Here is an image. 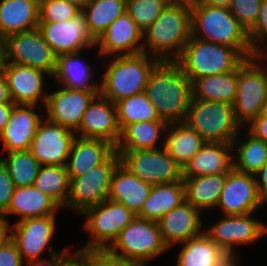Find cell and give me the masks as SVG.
<instances>
[{
    "instance_id": "cell-31",
    "label": "cell",
    "mask_w": 267,
    "mask_h": 266,
    "mask_svg": "<svg viewBox=\"0 0 267 266\" xmlns=\"http://www.w3.org/2000/svg\"><path fill=\"white\" fill-rule=\"evenodd\" d=\"M226 177L227 173H221L184 179L185 201L201 213L216 208Z\"/></svg>"
},
{
    "instance_id": "cell-14",
    "label": "cell",
    "mask_w": 267,
    "mask_h": 266,
    "mask_svg": "<svg viewBox=\"0 0 267 266\" xmlns=\"http://www.w3.org/2000/svg\"><path fill=\"white\" fill-rule=\"evenodd\" d=\"M55 215L27 218L11 226V240L26 263L41 259L48 249L50 256L59 252L50 247L55 233ZM47 248V249H46Z\"/></svg>"
},
{
    "instance_id": "cell-36",
    "label": "cell",
    "mask_w": 267,
    "mask_h": 266,
    "mask_svg": "<svg viewBox=\"0 0 267 266\" xmlns=\"http://www.w3.org/2000/svg\"><path fill=\"white\" fill-rule=\"evenodd\" d=\"M127 0H90L82 9L89 32L97 40L108 26L126 12Z\"/></svg>"
},
{
    "instance_id": "cell-44",
    "label": "cell",
    "mask_w": 267,
    "mask_h": 266,
    "mask_svg": "<svg viewBox=\"0 0 267 266\" xmlns=\"http://www.w3.org/2000/svg\"><path fill=\"white\" fill-rule=\"evenodd\" d=\"M262 0H232L229 11L248 32L256 23Z\"/></svg>"
},
{
    "instance_id": "cell-41",
    "label": "cell",
    "mask_w": 267,
    "mask_h": 266,
    "mask_svg": "<svg viewBox=\"0 0 267 266\" xmlns=\"http://www.w3.org/2000/svg\"><path fill=\"white\" fill-rule=\"evenodd\" d=\"M171 0H127L126 13L144 32L160 16Z\"/></svg>"
},
{
    "instance_id": "cell-32",
    "label": "cell",
    "mask_w": 267,
    "mask_h": 266,
    "mask_svg": "<svg viewBox=\"0 0 267 266\" xmlns=\"http://www.w3.org/2000/svg\"><path fill=\"white\" fill-rule=\"evenodd\" d=\"M164 136L165 151L182 166L191 160L205 145L206 141L193 129L183 122L168 124Z\"/></svg>"
},
{
    "instance_id": "cell-2",
    "label": "cell",
    "mask_w": 267,
    "mask_h": 266,
    "mask_svg": "<svg viewBox=\"0 0 267 266\" xmlns=\"http://www.w3.org/2000/svg\"><path fill=\"white\" fill-rule=\"evenodd\" d=\"M190 37L191 7L170 1L154 23L143 32V53L149 55L152 51L151 56L159 61H176Z\"/></svg>"
},
{
    "instance_id": "cell-48",
    "label": "cell",
    "mask_w": 267,
    "mask_h": 266,
    "mask_svg": "<svg viewBox=\"0 0 267 266\" xmlns=\"http://www.w3.org/2000/svg\"><path fill=\"white\" fill-rule=\"evenodd\" d=\"M247 129L253 136L263 140L267 144V117L258 115L247 124Z\"/></svg>"
},
{
    "instance_id": "cell-24",
    "label": "cell",
    "mask_w": 267,
    "mask_h": 266,
    "mask_svg": "<svg viewBox=\"0 0 267 266\" xmlns=\"http://www.w3.org/2000/svg\"><path fill=\"white\" fill-rule=\"evenodd\" d=\"M36 105H15L9 121L0 134V142L6 153L11 151L29 150L37 127L42 120L35 112Z\"/></svg>"
},
{
    "instance_id": "cell-20",
    "label": "cell",
    "mask_w": 267,
    "mask_h": 266,
    "mask_svg": "<svg viewBox=\"0 0 267 266\" xmlns=\"http://www.w3.org/2000/svg\"><path fill=\"white\" fill-rule=\"evenodd\" d=\"M96 47L98 56L106 58L143 53V31L125 12L98 37Z\"/></svg>"
},
{
    "instance_id": "cell-1",
    "label": "cell",
    "mask_w": 267,
    "mask_h": 266,
    "mask_svg": "<svg viewBox=\"0 0 267 266\" xmlns=\"http://www.w3.org/2000/svg\"><path fill=\"white\" fill-rule=\"evenodd\" d=\"M160 119L184 122L193 98L192 82L175 61H160L149 74L144 91Z\"/></svg>"
},
{
    "instance_id": "cell-35",
    "label": "cell",
    "mask_w": 267,
    "mask_h": 266,
    "mask_svg": "<svg viewBox=\"0 0 267 266\" xmlns=\"http://www.w3.org/2000/svg\"><path fill=\"white\" fill-rule=\"evenodd\" d=\"M168 123L164 120L137 122L128 125L122 132L115 150L158 149V140L166 131ZM162 132V134H161ZM161 136V138H160Z\"/></svg>"
},
{
    "instance_id": "cell-12",
    "label": "cell",
    "mask_w": 267,
    "mask_h": 266,
    "mask_svg": "<svg viewBox=\"0 0 267 266\" xmlns=\"http://www.w3.org/2000/svg\"><path fill=\"white\" fill-rule=\"evenodd\" d=\"M4 41L7 62L27 65L47 73L49 78H52L56 67V54L38 28L9 35Z\"/></svg>"
},
{
    "instance_id": "cell-51",
    "label": "cell",
    "mask_w": 267,
    "mask_h": 266,
    "mask_svg": "<svg viewBox=\"0 0 267 266\" xmlns=\"http://www.w3.org/2000/svg\"><path fill=\"white\" fill-rule=\"evenodd\" d=\"M255 178L259 193L267 203V163L255 174Z\"/></svg>"
},
{
    "instance_id": "cell-10",
    "label": "cell",
    "mask_w": 267,
    "mask_h": 266,
    "mask_svg": "<svg viewBox=\"0 0 267 266\" xmlns=\"http://www.w3.org/2000/svg\"><path fill=\"white\" fill-rule=\"evenodd\" d=\"M161 148L115 151L120 156V163L146 183L157 185L183 181L181 166L163 146Z\"/></svg>"
},
{
    "instance_id": "cell-5",
    "label": "cell",
    "mask_w": 267,
    "mask_h": 266,
    "mask_svg": "<svg viewBox=\"0 0 267 266\" xmlns=\"http://www.w3.org/2000/svg\"><path fill=\"white\" fill-rule=\"evenodd\" d=\"M183 123L195 130L206 142L233 143V149L238 145V135L242 129L235 118L233 105L194 98Z\"/></svg>"
},
{
    "instance_id": "cell-37",
    "label": "cell",
    "mask_w": 267,
    "mask_h": 266,
    "mask_svg": "<svg viewBox=\"0 0 267 266\" xmlns=\"http://www.w3.org/2000/svg\"><path fill=\"white\" fill-rule=\"evenodd\" d=\"M33 185L65 209L70 185L66 166L40 165Z\"/></svg>"
},
{
    "instance_id": "cell-3",
    "label": "cell",
    "mask_w": 267,
    "mask_h": 266,
    "mask_svg": "<svg viewBox=\"0 0 267 266\" xmlns=\"http://www.w3.org/2000/svg\"><path fill=\"white\" fill-rule=\"evenodd\" d=\"M191 36L235 48L245 59L250 58L252 46L248 32L229 8L201 3L191 6Z\"/></svg>"
},
{
    "instance_id": "cell-4",
    "label": "cell",
    "mask_w": 267,
    "mask_h": 266,
    "mask_svg": "<svg viewBox=\"0 0 267 266\" xmlns=\"http://www.w3.org/2000/svg\"><path fill=\"white\" fill-rule=\"evenodd\" d=\"M113 57L100 79V94L114 104L144 92L149 74L160 62L145 53Z\"/></svg>"
},
{
    "instance_id": "cell-45",
    "label": "cell",
    "mask_w": 267,
    "mask_h": 266,
    "mask_svg": "<svg viewBox=\"0 0 267 266\" xmlns=\"http://www.w3.org/2000/svg\"><path fill=\"white\" fill-rule=\"evenodd\" d=\"M249 41L252 47L262 44L267 39V0H262L259 16L254 26L248 31ZM267 43V41H266Z\"/></svg>"
},
{
    "instance_id": "cell-59",
    "label": "cell",
    "mask_w": 267,
    "mask_h": 266,
    "mask_svg": "<svg viewBox=\"0 0 267 266\" xmlns=\"http://www.w3.org/2000/svg\"><path fill=\"white\" fill-rule=\"evenodd\" d=\"M68 3L76 5L81 10L84 8V6L90 1V0H65Z\"/></svg>"
},
{
    "instance_id": "cell-19",
    "label": "cell",
    "mask_w": 267,
    "mask_h": 266,
    "mask_svg": "<svg viewBox=\"0 0 267 266\" xmlns=\"http://www.w3.org/2000/svg\"><path fill=\"white\" fill-rule=\"evenodd\" d=\"M100 91H79L62 87L48 92L44 110L47 119L58 125L76 131L88 105Z\"/></svg>"
},
{
    "instance_id": "cell-21",
    "label": "cell",
    "mask_w": 267,
    "mask_h": 266,
    "mask_svg": "<svg viewBox=\"0 0 267 266\" xmlns=\"http://www.w3.org/2000/svg\"><path fill=\"white\" fill-rule=\"evenodd\" d=\"M5 76L12 101L15 105H37L41 100L44 108L48 94L44 91V76L47 73L18 63L7 62Z\"/></svg>"
},
{
    "instance_id": "cell-11",
    "label": "cell",
    "mask_w": 267,
    "mask_h": 266,
    "mask_svg": "<svg viewBox=\"0 0 267 266\" xmlns=\"http://www.w3.org/2000/svg\"><path fill=\"white\" fill-rule=\"evenodd\" d=\"M267 99V79L265 74L249 58L237 67L236 99L233 103L236 120L247 125L256 118Z\"/></svg>"
},
{
    "instance_id": "cell-6",
    "label": "cell",
    "mask_w": 267,
    "mask_h": 266,
    "mask_svg": "<svg viewBox=\"0 0 267 266\" xmlns=\"http://www.w3.org/2000/svg\"><path fill=\"white\" fill-rule=\"evenodd\" d=\"M245 58L232 47L190 37L175 61L193 83L203 76L235 70Z\"/></svg>"
},
{
    "instance_id": "cell-60",
    "label": "cell",
    "mask_w": 267,
    "mask_h": 266,
    "mask_svg": "<svg viewBox=\"0 0 267 266\" xmlns=\"http://www.w3.org/2000/svg\"><path fill=\"white\" fill-rule=\"evenodd\" d=\"M172 2H177L185 5H189L190 7L196 4H199L201 0H171Z\"/></svg>"
},
{
    "instance_id": "cell-54",
    "label": "cell",
    "mask_w": 267,
    "mask_h": 266,
    "mask_svg": "<svg viewBox=\"0 0 267 266\" xmlns=\"http://www.w3.org/2000/svg\"><path fill=\"white\" fill-rule=\"evenodd\" d=\"M13 103L7 80L3 74L0 75V104Z\"/></svg>"
},
{
    "instance_id": "cell-47",
    "label": "cell",
    "mask_w": 267,
    "mask_h": 266,
    "mask_svg": "<svg viewBox=\"0 0 267 266\" xmlns=\"http://www.w3.org/2000/svg\"><path fill=\"white\" fill-rule=\"evenodd\" d=\"M0 266H24L23 259L11 239L0 246Z\"/></svg>"
},
{
    "instance_id": "cell-17",
    "label": "cell",
    "mask_w": 267,
    "mask_h": 266,
    "mask_svg": "<svg viewBox=\"0 0 267 266\" xmlns=\"http://www.w3.org/2000/svg\"><path fill=\"white\" fill-rule=\"evenodd\" d=\"M38 29L56 55L96 47V39L89 32L82 12L68 21L39 22Z\"/></svg>"
},
{
    "instance_id": "cell-7",
    "label": "cell",
    "mask_w": 267,
    "mask_h": 266,
    "mask_svg": "<svg viewBox=\"0 0 267 266\" xmlns=\"http://www.w3.org/2000/svg\"><path fill=\"white\" fill-rule=\"evenodd\" d=\"M107 250L128 262L148 266L147 261L169 249L163 242L156 221L135 216Z\"/></svg>"
},
{
    "instance_id": "cell-58",
    "label": "cell",
    "mask_w": 267,
    "mask_h": 266,
    "mask_svg": "<svg viewBox=\"0 0 267 266\" xmlns=\"http://www.w3.org/2000/svg\"><path fill=\"white\" fill-rule=\"evenodd\" d=\"M238 260L236 255L227 256L218 266H238Z\"/></svg>"
},
{
    "instance_id": "cell-18",
    "label": "cell",
    "mask_w": 267,
    "mask_h": 266,
    "mask_svg": "<svg viewBox=\"0 0 267 266\" xmlns=\"http://www.w3.org/2000/svg\"><path fill=\"white\" fill-rule=\"evenodd\" d=\"M75 133L82 138L108 141L116 147L121 137L116 105L100 93L97 94L84 112Z\"/></svg>"
},
{
    "instance_id": "cell-9",
    "label": "cell",
    "mask_w": 267,
    "mask_h": 266,
    "mask_svg": "<svg viewBox=\"0 0 267 266\" xmlns=\"http://www.w3.org/2000/svg\"><path fill=\"white\" fill-rule=\"evenodd\" d=\"M82 215L88 217L84 228L92 237L82 249H108L136 216L121 203L109 199L87 208Z\"/></svg>"
},
{
    "instance_id": "cell-28",
    "label": "cell",
    "mask_w": 267,
    "mask_h": 266,
    "mask_svg": "<svg viewBox=\"0 0 267 266\" xmlns=\"http://www.w3.org/2000/svg\"><path fill=\"white\" fill-rule=\"evenodd\" d=\"M81 51L56 55V67L52 75L61 87L79 91H100V83L92 81L91 65L81 59Z\"/></svg>"
},
{
    "instance_id": "cell-52",
    "label": "cell",
    "mask_w": 267,
    "mask_h": 266,
    "mask_svg": "<svg viewBox=\"0 0 267 266\" xmlns=\"http://www.w3.org/2000/svg\"><path fill=\"white\" fill-rule=\"evenodd\" d=\"M14 106V103L0 104V134L4 131Z\"/></svg>"
},
{
    "instance_id": "cell-49",
    "label": "cell",
    "mask_w": 267,
    "mask_h": 266,
    "mask_svg": "<svg viewBox=\"0 0 267 266\" xmlns=\"http://www.w3.org/2000/svg\"><path fill=\"white\" fill-rule=\"evenodd\" d=\"M67 249L62 250L51 255L50 259H38L26 263L27 266H62L66 259L72 254L67 251Z\"/></svg>"
},
{
    "instance_id": "cell-50",
    "label": "cell",
    "mask_w": 267,
    "mask_h": 266,
    "mask_svg": "<svg viewBox=\"0 0 267 266\" xmlns=\"http://www.w3.org/2000/svg\"><path fill=\"white\" fill-rule=\"evenodd\" d=\"M264 44L265 45H263V46L259 44L255 47H252L250 59L265 74V77L267 79V47H266L267 44H266V42ZM262 60L264 61L265 64L264 63L262 64V62H261Z\"/></svg>"
},
{
    "instance_id": "cell-38",
    "label": "cell",
    "mask_w": 267,
    "mask_h": 266,
    "mask_svg": "<svg viewBox=\"0 0 267 266\" xmlns=\"http://www.w3.org/2000/svg\"><path fill=\"white\" fill-rule=\"evenodd\" d=\"M115 105L121 132L133 123L162 120L145 92L121 99Z\"/></svg>"
},
{
    "instance_id": "cell-27",
    "label": "cell",
    "mask_w": 267,
    "mask_h": 266,
    "mask_svg": "<svg viewBox=\"0 0 267 266\" xmlns=\"http://www.w3.org/2000/svg\"><path fill=\"white\" fill-rule=\"evenodd\" d=\"M114 150L108 141L76 136L66 163L69 180L101 164Z\"/></svg>"
},
{
    "instance_id": "cell-25",
    "label": "cell",
    "mask_w": 267,
    "mask_h": 266,
    "mask_svg": "<svg viewBox=\"0 0 267 266\" xmlns=\"http://www.w3.org/2000/svg\"><path fill=\"white\" fill-rule=\"evenodd\" d=\"M151 188V184L144 182L119 163L111 176L108 199L121 203L137 215Z\"/></svg>"
},
{
    "instance_id": "cell-29",
    "label": "cell",
    "mask_w": 267,
    "mask_h": 266,
    "mask_svg": "<svg viewBox=\"0 0 267 266\" xmlns=\"http://www.w3.org/2000/svg\"><path fill=\"white\" fill-rule=\"evenodd\" d=\"M61 207L49 196L42 193L34 185L25 187H15L11 197L9 208L4 213L8 215L14 214L20 217L18 221L57 214Z\"/></svg>"
},
{
    "instance_id": "cell-15",
    "label": "cell",
    "mask_w": 267,
    "mask_h": 266,
    "mask_svg": "<svg viewBox=\"0 0 267 266\" xmlns=\"http://www.w3.org/2000/svg\"><path fill=\"white\" fill-rule=\"evenodd\" d=\"M248 215H224L205 233L228 255H235V245H250L267 233V225ZM234 244V245H233Z\"/></svg>"
},
{
    "instance_id": "cell-22",
    "label": "cell",
    "mask_w": 267,
    "mask_h": 266,
    "mask_svg": "<svg viewBox=\"0 0 267 266\" xmlns=\"http://www.w3.org/2000/svg\"><path fill=\"white\" fill-rule=\"evenodd\" d=\"M201 215L196 207L184 201L157 221L161 237L168 249L204 232L201 230L203 226Z\"/></svg>"
},
{
    "instance_id": "cell-56",
    "label": "cell",
    "mask_w": 267,
    "mask_h": 266,
    "mask_svg": "<svg viewBox=\"0 0 267 266\" xmlns=\"http://www.w3.org/2000/svg\"><path fill=\"white\" fill-rule=\"evenodd\" d=\"M232 0H201V4H206L213 7L229 8Z\"/></svg>"
},
{
    "instance_id": "cell-23",
    "label": "cell",
    "mask_w": 267,
    "mask_h": 266,
    "mask_svg": "<svg viewBox=\"0 0 267 266\" xmlns=\"http://www.w3.org/2000/svg\"><path fill=\"white\" fill-rule=\"evenodd\" d=\"M233 143L206 142L181 166L182 180L204 175L228 173L233 168Z\"/></svg>"
},
{
    "instance_id": "cell-57",
    "label": "cell",
    "mask_w": 267,
    "mask_h": 266,
    "mask_svg": "<svg viewBox=\"0 0 267 266\" xmlns=\"http://www.w3.org/2000/svg\"><path fill=\"white\" fill-rule=\"evenodd\" d=\"M62 266H85L73 253L66 259Z\"/></svg>"
},
{
    "instance_id": "cell-34",
    "label": "cell",
    "mask_w": 267,
    "mask_h": 266,
    "mask_svg": "<svg viewBox=\"0 0 267 266\" xmlns=\"http://www.w3.org/2000/svg\"><path fill=\"white\" fill-rule=\"evenodd\" d=\"M237 68L223 74L203 76L192 83L193 98L233 105L236 99Z\"/></svg>"
},
{
    "instance_id": "cell-26",
    "label": "cell",
    "mask_w": 267,
    "mask_h": 266,
    "mask_svg": "<svg viewBox=\"0 0 267 266\" xmlns=\"http://www.w3.org/2000/svg\"><path fill=\"white\" fill-rule=\"evenodd\" d=\"M39 0H0V39L38 28Z\"/></svg>"
},
{
    "instance_id": "cell-42",
    "label": "cell",
    "mask_w": 267,
    "mask_h": 266,
    "mask_svg": "<svg viewBox=\"0 0 267 266\" xmlns=\"http://www.w3.org/2000/svg\"><path fill=\"white\" fill-rule=\"evenodd\" d=\"M82 12L65 0H39V22L68 21Z\"/></svg>"
},
{
    "instance_id": "cell-46",
    "label": "cell",
    "mask_w": 267,
    "mask_h": 266,
    "mask_svg": "<svg viewBox=\"0 0 267 266\" xmlns=\"http://www.w3.org/2000/svg\"><path fill=\"white\" fill-rule=\"evenodd\" d=\"M14 190V182L6 166L0 160V214H4L8 210Z\"/></svg>"
},
{
    "instance_id": "cell-55",
    "label": "cell",
    "mask_w": 267,
    "mask_h": 266,
    "mask_svg": "<svg viewBox=\"0 0 267 266\" xmlns=\"http://www.w3.org/2000/svg\"><path fill=\"white\" fill-rule=\"evenodd\" d=\"M7 64L6 43L4 39H0V75L3 74Z\"/></svg>"
},
{
    "instance_id": "cell-53",
    "label": "cell",
    "mask_w": 267,
    "mask_h": 266,
    "mask_svg": "<svg viewBox=\"0 0 267 266\" xmlns=\"http://www.w3.org/2000/svg\"><path fill=\"white\" fill-rule=\"evenodd\" d=\"M8 219L4 214H0V246L4 245L11 239V226H9Z\"/></svg>"
},
{
    "instance_id": "cell-30",
    "label": "cell",
    "mask_w": 267,
    "mask_h": 266,
    "mask_svg": "<svg viewBox=\"0 0 267 266\" xmlns=\"http://www.w3.org/2000/svg\"><path fill=\"white\" fill-rule=\"evenodd\" d=\"M184 201L183 181L152 185L149 196L136 216L157 222L164 214L180 206Z\"/></svg>"
},
{
    "instance_id": "cell-33",
    "label": "cell",
    "mask_w": 267,
    "mask_h": 266,
    "mask_svg": "<svg viewBox=\"0 0 267 266\" xmlns=\"http://www.w3.org/2000/svg\"><path fill=\"white\" fill-rule=\"evenodd\" d=\"M180 244L176 266H218L228 256L205 232Z\"/></svg>"
},
{
    "instance_id": "cell-8",
    "label": "cell",
    "mask_w": 267,
    "mask_h": 266,
    "mask_svg": "<svg viewBox=\"0 0 267 266\" xmlns=\"http://www.w3.org/2000/svg\"><path fill=\"white\" fill-rule=\"evenodd\" d=\"M119 163L120 156L114 150L101 164L72 178L65 208L77 210L76 212L82 214L87 208L108 199L111 176Z\"/></svg>"
},
{
    "instance_id": "cell-40",
    "label": "cell",
    "mask_w": 267,
    "mask_h": 266,
    "mask_svg": "<svg viewBox=\"0 0 267 266\" xmlns=\"http://www.w3.org/2000/svg\"><path fill=\"white\" fill-rule=\"evenodd\" d=\"M0 158L6 166L15 187L32 186L40 164L29 150L11 151Z\"/></svg>"
},
{
    "instance_id": "cell-61",
    "label": "cell",
    "mask_w": 267,
    "mask_h": 266,
    "mask_svg": "<svg viewBox=\"0 0 267 266\" xmlns=\"http://www.w3.org/2000/svg\"><path fill=\"white\" fill-rule=\"evenodd\" d=\"M260 115H263V116L267 117V99L265 100V102L262 105V109H261Z\"/></svg>"
},
{
    "instance_id": "cell-13",
    "label": "cell",
    "mask_w": 267,
    "mask_h": 266,
    "mask_svg": "<svg viewBox=\"0 0 267 266\" xmlns=\"http://www.w3.org/2000/svg\"><path fill=\"white\" fill-rule=\"evenodd\" d=\"M267 204L261 197L255 175L232 168L226 177L218 208L223 215H248Z\"/></svg>"
},
{
    "instance_id": "cell-16",
    "label": "cell",
    "mask_w": 267,
    "mask_h": 266,
    "mask_svg": "<svg viewBox=\"0 0 267 266\" xmlns=\"http://www.w3.org/2000/svg\"><path fill=\"white\" fill-rule=\"evenodd\" d=\"M76 133L66 127L41 120L29 148L40 165L66 166Z\"/></svg>"
},
{
    "instance_id": "cell-43",
    "label": "cell",
    "mask_w": 267,
    "mask_h": 266,
    "mask_svg": "<svg viewBox=\"0 0 267 266\" xmlns=\"http://www.w3.org/2000/svg\"><path fill=\"white\" fill-rule=\"evenodd\" d=\"M73 254L85 266H140L119 258L107 249H80Z\"/></svg>"
},
{
    "instance_id": "cell-39",
    "label": "cell",
    "mask_w": 267,
    "mask_h": 266,
    "mask_svg": "<svg viewBox=\"0 0 267 266\" xmlns=\"http://www.w3.org/2000/svg\"><path fill=\"white\" fill-rule=\"evenodd\" d=\"M246 137L244 142L239 143L236 152L233 151V168L255 175L267 163V144L249 132Z\"/></svg>"
}]
</instances>
